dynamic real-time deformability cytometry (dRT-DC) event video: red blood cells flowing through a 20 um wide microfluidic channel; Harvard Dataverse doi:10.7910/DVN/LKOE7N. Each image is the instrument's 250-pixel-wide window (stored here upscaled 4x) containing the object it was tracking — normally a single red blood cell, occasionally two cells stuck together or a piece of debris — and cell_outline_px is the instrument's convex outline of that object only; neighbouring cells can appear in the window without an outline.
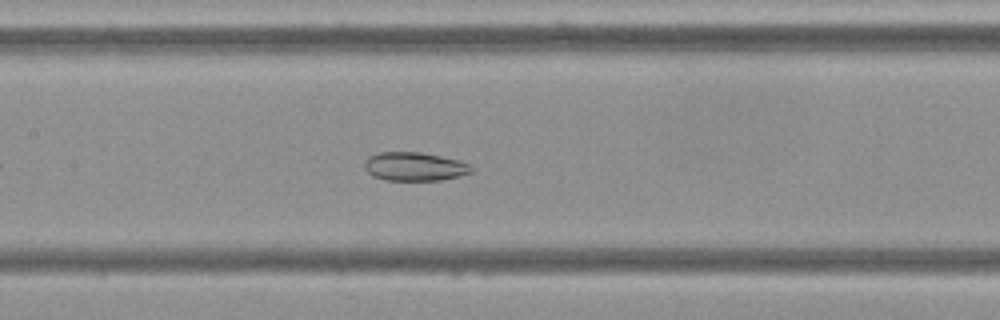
{"species": "Egyptian fruit bat (a non-hibernating species)", "species_latin": "Rousettus aegyptiacus", "temperature_condition": "cold", "stored_images_in_passage": 39, "camera_frame_rate_fps": 3000, "um_per_image_px": 0.085, "frame": {"image": 1, "passage_image": 10, "time_ms": 3.0, "image_size_px": [1000, 320], "cell_outline_px": [[472, 172], [460, 176], [440, 180], [384, 180], [372, 176], [364, 168], [364, 160], [368, 156], [380, 152], [420, 152], [460, 160], [468, 164], [472, 168]], "centroid_in_image_um": [35.2, 14.15], "position_along_channel_um": 172.2, "area_um2": 17.92}}
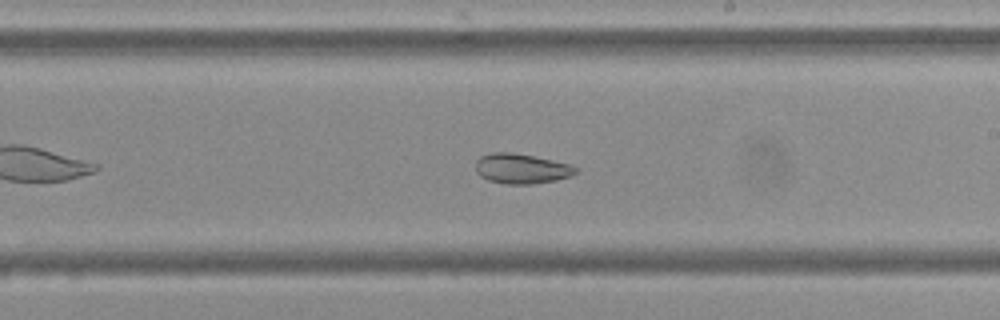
{"frame": {"image": 2, "passage_image": 16, "time_ms": 5.0, "image_size_px": [1000, 320], "cell_outline_px": [[576, 172], [572, 176], [556, 180], [532, 184], [508, 184], [488, 180], [480, 176], [476, 172], [476, 160], [480, 156], [492, 152], [512, 152], [552, 160], [568, 164], [576, 168]], "centroid_in_image_um": [44.28, 14.33], "position_along_channel_um": 244.7, "area_um2": 17.4}}
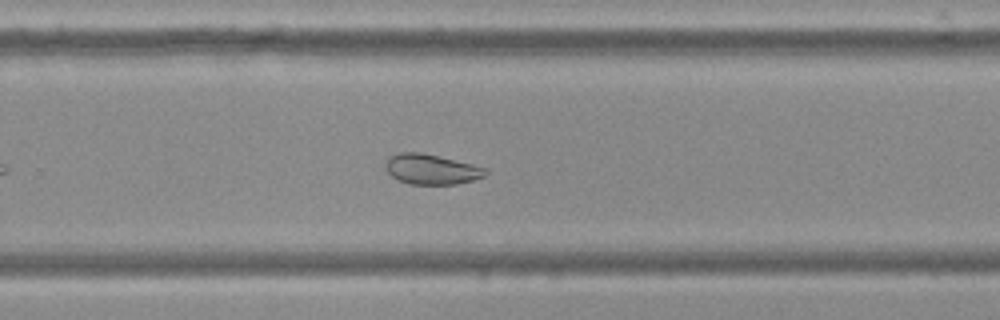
{"frame": {"image": 3, "passage_image": 20, "time_ms": 6.333, "image_size_px": [1000, 320], "cell_outline_px": [[488, 172], [484, 176], [472, 180], [456, 184], [408, 184], [396, 180], [384, 168], [384, 160], [388, 156], [396, 152], [420, 152], [472, 164], [488, 168]], "centroid_in_image_um": [36.6, 14.38], "position_along_channel_um": 293.2, "area_um2": 17.8}, "authors_computed_cell_mechanics": {"area_um2": 19.4208, "velocity_mm_per_s": 3.6408, "shape_relaxation_time_tau1_ms": null, "shape_relaxation_time_tau2_ms": 3.3116, "deformation_change_tau1": null, "deformation_change_tau2": 0.0893}}